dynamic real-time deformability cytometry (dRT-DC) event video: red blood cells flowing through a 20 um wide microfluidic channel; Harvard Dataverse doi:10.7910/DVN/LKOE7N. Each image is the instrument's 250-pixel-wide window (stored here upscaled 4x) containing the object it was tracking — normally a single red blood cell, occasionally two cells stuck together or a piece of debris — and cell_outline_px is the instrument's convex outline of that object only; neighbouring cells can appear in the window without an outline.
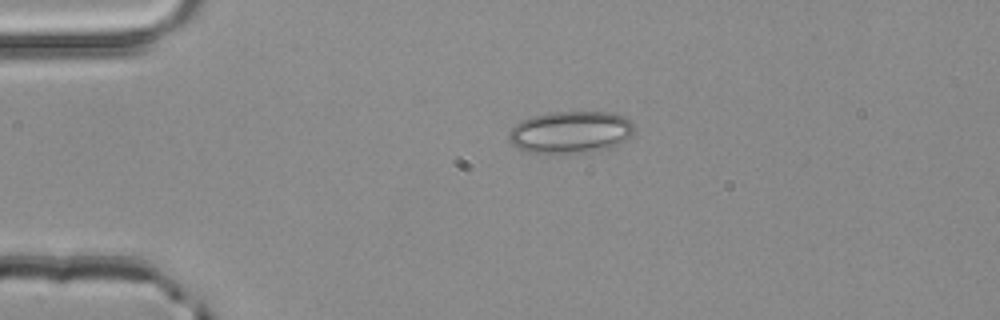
{"species": "common noctule bat (a hibernating species)", "species_latin": "Nyctalus noctula", "temperature_condition": "room temperature", "stored_images_in_passage": 41, "camera_frame_rate_fps": 3000, "um_per_image_px": 0.085, "animal": {"sex": "male", "body_mass_g": 20.4}, "frame": {"image": 1, "passage_image": 1, "time_ms": 0.0, "image_size_px": [1000, 320], "cell_outline_px": [[632, 132], [620, 144], [608, 148], [588, 152], [524, 152], [516, 148], [512, 144], [508, 136], [508, 132], [520, 120], [532, 116], [548, 112], [612, 112], [624, 116], [632, 120]], "centroid_in_image_um": [48.47, 11.21], "position_along_channel_um": 36.5, "area_um2": 30.69}}
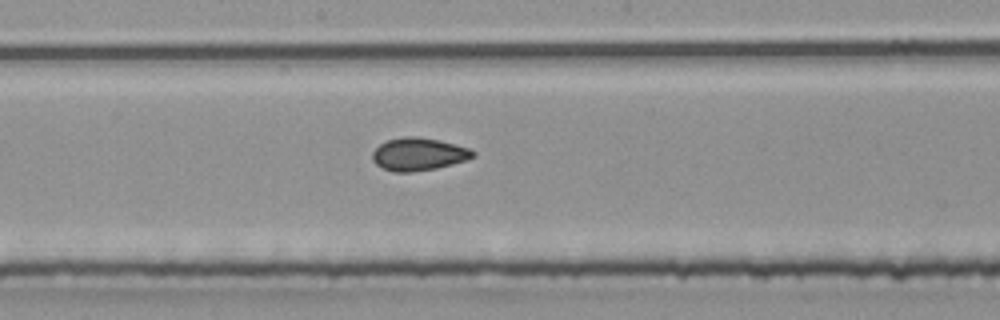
{"frame": {"image": 2, "passage_image": 17, "time_ms": 5.333, "image_size_px": [1000, 320], "cell_outline_px": [[476, 156], [468, 160], [436, 168], [412, 172], [392, 172], [376, 164], [372, 160], [372, 152], [380, 144], [388, 140], [404, 136], [416, 136], [440, 140], [456, 144], [468, 148], [476, 152]], "centroid_in_image_um": [35.6, 13.1], "position_along_channel_um": 212.6, "area_um2": 19.31}}
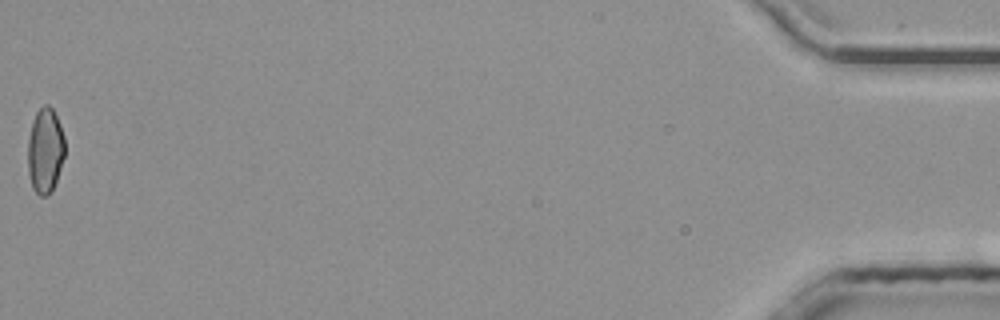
{"frame": {"image": 3, "passage_image": 41, "time_ms": 13.333, "image_size_px": [1000, 320], "cell_outline_px": [[64, 156], [52, 192], [48, 196], [40, 196], [32, 188], [28, 172], [28, 140], [32, 120], [36, 112], [44, 104], [48, 104], [52, 108], [56, 116], [64, 136]], "centroid_in_image_um": [3.82, 12.81], "position_along_channel_um": 431.4, "area_um2": 18.38}, "authors_computed_cell_mechanics": {"area_um2": 18.6694, "velocity_mm_per_s": 4.0379, "shape_relaxation_time_tau1_ms": 3.6443, "shape_relaxation_time_tau2_ms": 1.7261, "deformation_change_tau1": 0.0862, "deformation_change_tau2": 0.0682}}